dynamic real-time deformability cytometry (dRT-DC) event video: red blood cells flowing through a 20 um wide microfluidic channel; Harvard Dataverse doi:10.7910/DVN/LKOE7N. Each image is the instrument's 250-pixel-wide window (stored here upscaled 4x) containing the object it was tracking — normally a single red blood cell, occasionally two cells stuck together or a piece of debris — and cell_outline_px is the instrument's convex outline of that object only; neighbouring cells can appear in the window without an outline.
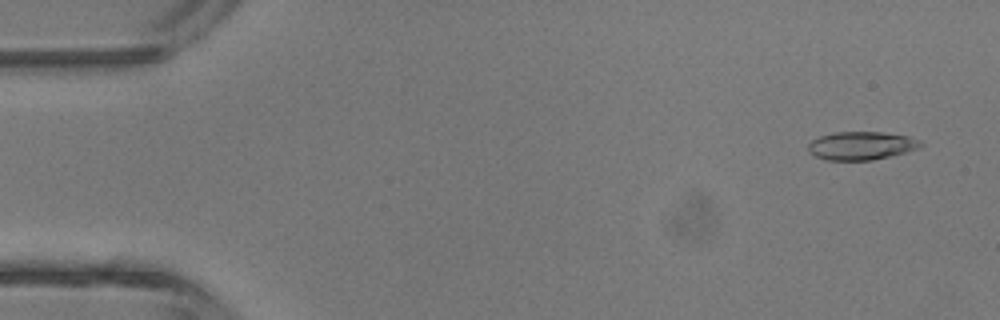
{"species": "common noctule bat (a hibernating species)", "species_latin": "Nyctalus noctula", "temperature_condition": "room temperature", "stored_images_in_passage": 4, "camera_frame_rate_fps": 3000, "um_per_image_px": 0.085, "animal": {"sex": "male", "body_mass_g": 13.3}, "frame": {"image": 1, "passage_image": 1, "time_ms": 0.0, "image_size_px": [1000, 320], "cell_outline_px": [[924, 144], [920, 148], [872, 160], [824, 160], [808, 152], [808, 144], [812, 140], [820, 136], [836, 132], [880, 132], [908, 136], [920, 140]], "centroid_in_image_um": [73.2, 12.38], "position_along_channel_um": 11.8, "area_um2": 18.44}}